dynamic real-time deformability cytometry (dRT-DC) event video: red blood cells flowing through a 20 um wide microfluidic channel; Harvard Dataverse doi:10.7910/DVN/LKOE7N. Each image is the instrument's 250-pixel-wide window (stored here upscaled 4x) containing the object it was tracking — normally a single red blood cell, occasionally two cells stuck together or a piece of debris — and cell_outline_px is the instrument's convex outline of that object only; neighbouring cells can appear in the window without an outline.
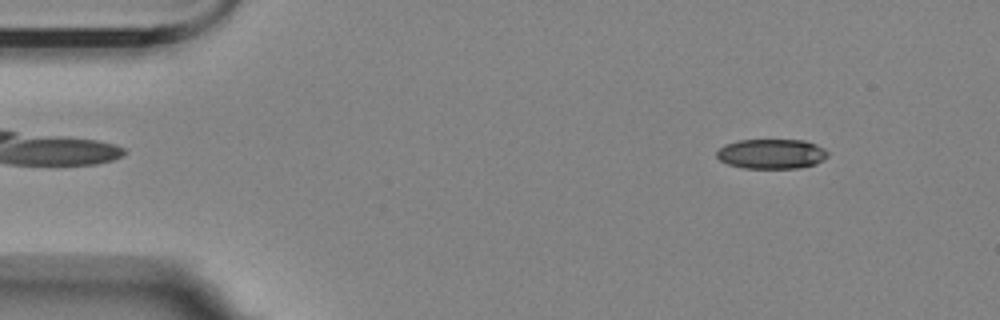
{"species": "Egyptian fruit bat (a non-hibernating species)", "species_latin": "Rousettus aegyptiacus", "temperature_condition": "room temperature", "stored_images_in_passage": 55, "camera_frame_rate_fps": 3000, "um_per_image_px": 0.085, "animal": {"sex": "female"}, "frame": {"image": 1, "passage_image": 6, "time_ms": 1.667, "image_size_px": [1000, 320], "cell_outline_px": [[828, 156], [816, 164], [800, 168], [744, 168], [728, 164], [720, 160], [716, 156], [716, 152], [720, 148], [728, 144], [740, 140], [804, 140], [816, 144], [824, 148], [828, 152]], "centroid_in_image_um": [65.61, 13.08], "position_along_channel_um": 19.4, "area_um2": 19.25}}
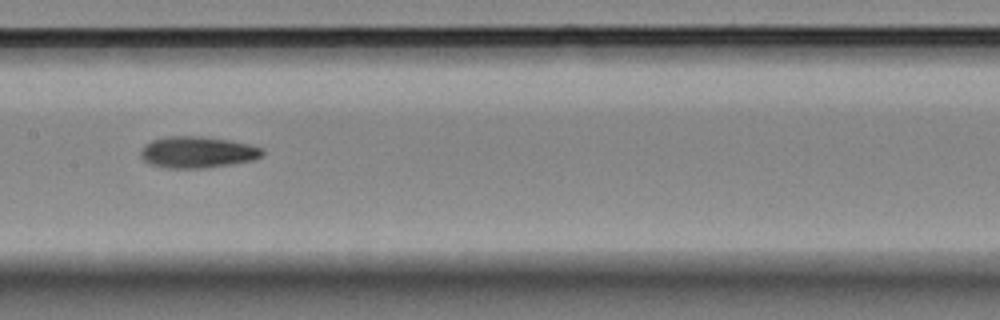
{"frame": {"image": 2, "passage_image": 27, "time_ms": 8.667, "image_size_px": [1000, 320], "cell_outline_px": [[264, 152], [260, 156], [252, 160], [228, 164], [200, 168], [164, 168], [148, 164], [140, 156], [140, 152], [144, 144], [152, 140], [164, 136], [200, 136], [228, 140], [248, 144], [260, 148]], "centroid_in_image_um": [16.69, 12.93], "position_along_channel_um": 190.7, "area_um2": 22.14}}
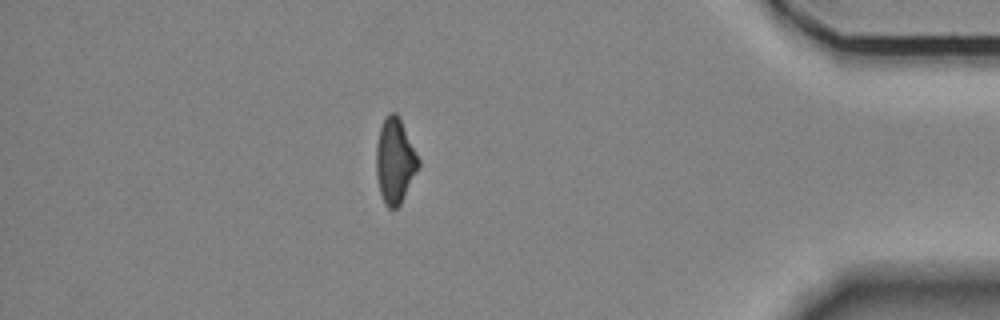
{"frame": {"image": 3, "passage_image": 48, "time_ms": 15.667, "image_size_px": [1000, 320], "cell_outline_px": [[420, 164], [400, 204], [396, 208], [388, 208], [380, 192], [376, 176], [376, 148], [380, 128], [388, 112], [396, 112], [400, 116], [420, 160]], "centroid_in_image_um": [33.57, 13.62], "position_along_channel_um": 401.6, "area_um2": 20.81}, "authors_computed_cell_mechanics": {"area_um2": 20.9814, "velocity_mm_per_s": 3.5994, "shape_relaxation_time_tau1_ms": 4.5928, "shape_relaxation_time_tau2_ms": 5.0901, "deformation_change_tau1": 0.1648, "deformation_change_tau2": 0.1317}}